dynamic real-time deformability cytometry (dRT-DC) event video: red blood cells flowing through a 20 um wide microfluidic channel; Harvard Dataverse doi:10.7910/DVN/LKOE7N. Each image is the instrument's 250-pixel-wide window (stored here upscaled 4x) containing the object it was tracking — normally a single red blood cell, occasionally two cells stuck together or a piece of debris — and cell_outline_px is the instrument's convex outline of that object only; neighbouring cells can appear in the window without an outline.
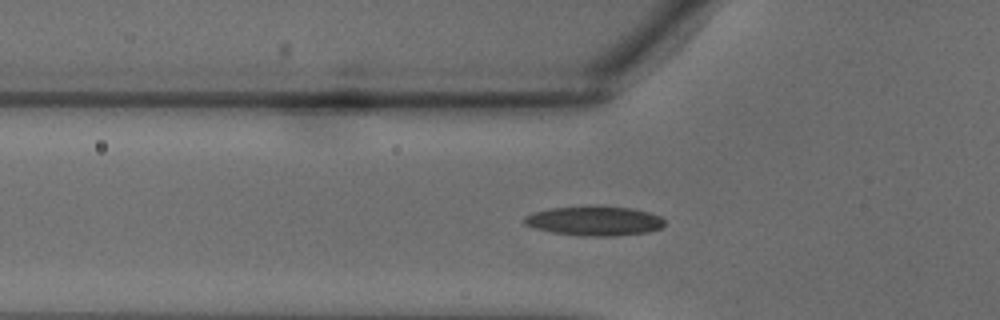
{"species": "common noctule bat (a hibernating species)", "species_latin": "Nyctalus noctula", "temperature_condition": "warm", "stored_images_in_passage": 37, "segment_of_instrument_passage": [1, 2], "camera_frame_rate_fps": 3000, "um_per_image_px": 0.085, "animal": {"sex": "male", "body_mass_g": 18.8}, "frame": {"image": 1, "passage_image": 12, "time_ms": 3.667, "image_size_px": [1000, 320], "cell_outline_px": [[664, 224], [660, 228], [648, 232], [612, 236], [592, 236], [552, 232], [536, 228], [524, 224], [524, 216], [532, 212], [552, 208], [632, 208], [648, 212], [660, 216], [664, 220]], "centroid_in_image_um": [50.53, 18.8], "position_along_channel_um": 75.3, "area_um2": 23.18}}
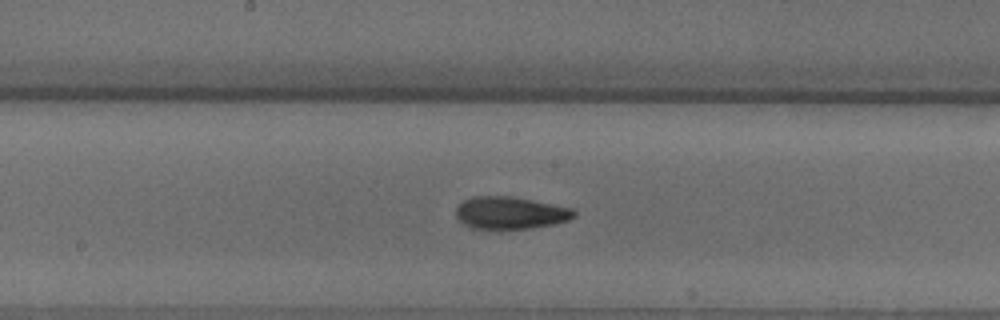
{"frame": {"image": 2, "passage_image": 19, "time_ms": 6.0, "image_size_px": [1000, 320], "cell_outline_px": [[576, 216], [568, 220], [552, 224], [528, 228], [500, 232], [472, 228], [464, 224], [456, 216], [456, 208], [464, 200], [472, 196], [512, 196], [572, 208], [576, 212]], "centroid_in_image_um": [43.34, 18.13], "position_along_channel_um": 204.9, "area_um2": 22.77}}
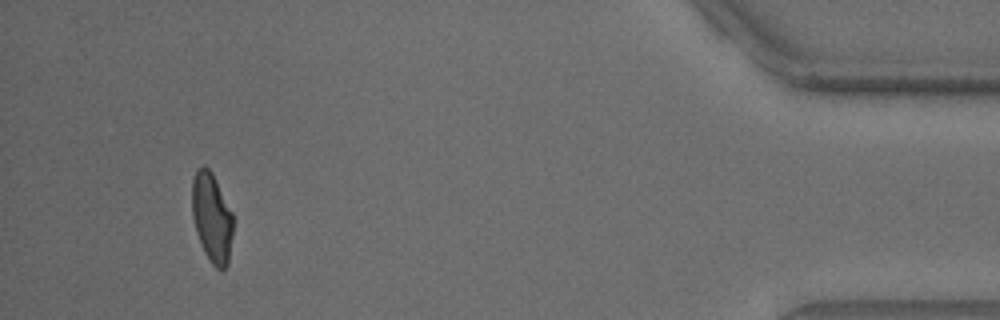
{"frame": {"image": 3, "passage_image": 34, "time_ms": 11.0, "image_size_px": [1000, 320], "cell_outline_px": [[232, 236], [228, 264], [220, 272], [212, 264], [204, 252], [196, 232], [192, 216], [192, 180], [196, 168], [204, 164], [212, 172], [232, 212]], "centroid_in_image_um": [17.99, 18.48], "position_along_channel_um": 417.2, "area_um2": 21.5}}